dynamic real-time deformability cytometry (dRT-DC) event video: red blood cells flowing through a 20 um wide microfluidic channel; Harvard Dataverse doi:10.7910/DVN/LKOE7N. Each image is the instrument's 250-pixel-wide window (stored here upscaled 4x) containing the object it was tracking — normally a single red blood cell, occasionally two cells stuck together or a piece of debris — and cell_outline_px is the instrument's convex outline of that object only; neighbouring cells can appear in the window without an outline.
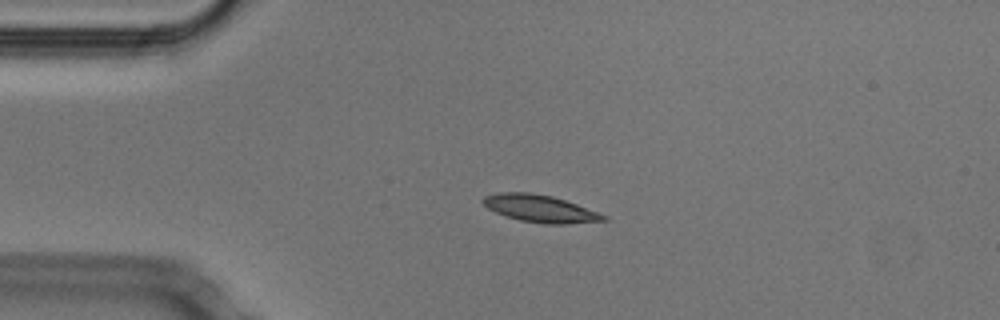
{"species": "Egyptian fruit bat (a non-hibernating species)", "species_latin": "Rousettus aegyptiacus", "temperature_condition": "cold", "stored_images_in_passage": 53, "camera_frame_rate_fps": 3000, "um_per_image_px": 0.085, "animal": {"sex": "male"}, "frame": {"image": 1, "passage_image": 12, "time_ms": 3.667, "image_size_px": [1000, 320], "cell_outline_px": [[608, 220], [564, 224], [544, 224], [520, 220], [496, 212], [488, 208], [480, 200], [484, 196], [500, 192], [532, 192], [552, 196], [576, 204], [608, 216]], "centroid_in_image_um": [45.9, 17.72], "position_along_channel_um": 39.1, "area_um2": 19.02}}
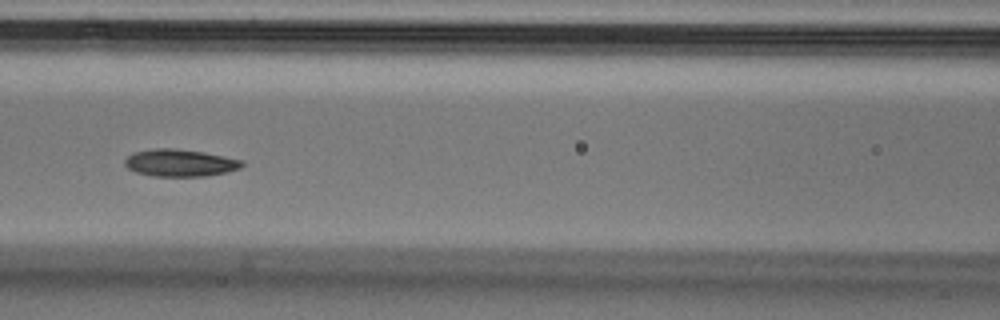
{"frame": {"image": 2, "passage_image": 23, "time_ms": 7.333, "image_size_px": [1000, 320], "cell_outline_px": [[244, 164], [240, 168], [228, 172], [204, 176], [152, 176], [136, 172], [128, 168], [124, 164], [124, 160], [132, 152], [152, 148], [176, 148], [204, 152], [244, 160]], "centroid_in_image_um": [15.3, 13.83], "position_along_channel_um": 151.3, "area_um2": 18.79}}
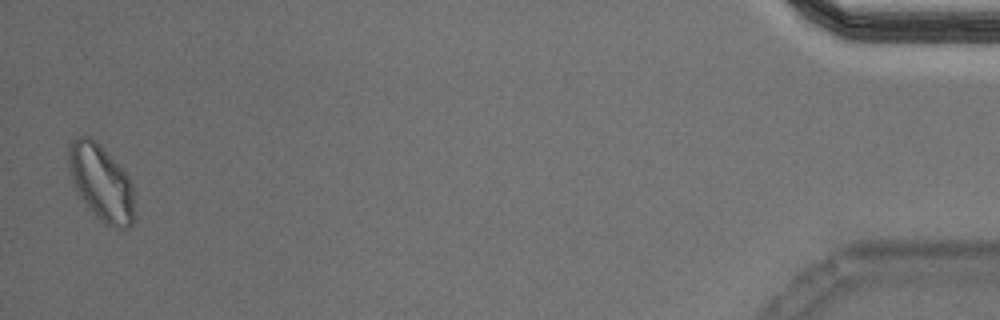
{"frame": {"image": 3, "passage_image": 52, "time_ms": 17.0, "image_size_px": [1000, 320], "cell_outline_px": [[132, 224], [128, 228], [116, 228], [104, 224], [88, 208], [72, 184], [68, 172], [68, 144], [76, 136], [92, 136], [100, 144], [128, 176], [132, 184]], "centroid_in_image_um": [8.54, 15.48], "position_along_channel_um": 426.7, "area_um2": 29.19}, "authors_computed_cell_mechanics": {"area_um2": 18.6116, "velocity_mm_per_s": 3.7731, "shape_relaxation_time_tau1_ms": 4.3825, "shape_relaxation_time_tau2_ms": 3.2712, "deformation_change_tau1": 0.1145, "deformation_change_tau2": 0.0779}}